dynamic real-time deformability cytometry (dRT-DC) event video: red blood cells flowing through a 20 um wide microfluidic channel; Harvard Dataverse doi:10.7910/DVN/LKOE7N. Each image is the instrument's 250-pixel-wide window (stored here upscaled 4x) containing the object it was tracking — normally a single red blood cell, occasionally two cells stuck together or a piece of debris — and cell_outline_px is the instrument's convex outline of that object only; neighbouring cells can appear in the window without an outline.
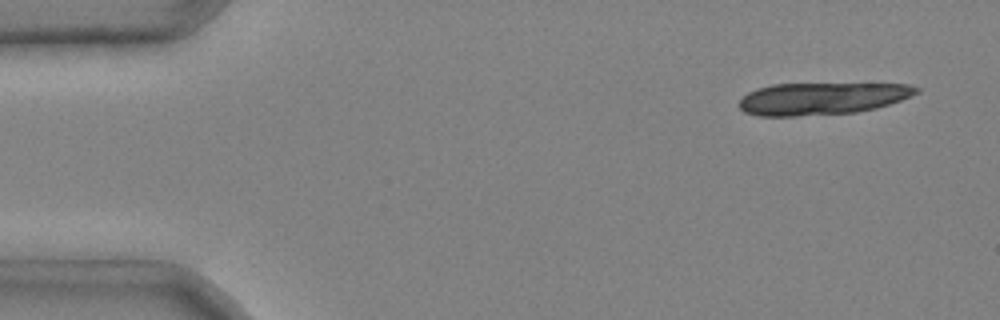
{"species": "common noctule bat (a hibernating species)", "species_latin": "Nyctalus noctula", "temperature_condition": "cold", "stored_images_in_passage": 2, "camera_frame_rate_fps": 3000, "um_per_image_px": 0.085, "animal": {"sex": "male", "body_mass_g": 20.4}, "frame": {"image": 1, "passage_image": 1, "time_ms": 0.0, "image_size_px": [1000, 320], "cell_outline_px": [[920, 92], [900, 100], [876, 108], [856, 112], [796, 116], [760, 116], [744, 112], [740, 108], [740, 100], [748, 92], [756, 88], [772, 84], [908, 84], [920, 88]], "centroid_in_image_um": [69.85, 8.37], "position_along_channel_um": 15.1, "area_um2": 33.06}}